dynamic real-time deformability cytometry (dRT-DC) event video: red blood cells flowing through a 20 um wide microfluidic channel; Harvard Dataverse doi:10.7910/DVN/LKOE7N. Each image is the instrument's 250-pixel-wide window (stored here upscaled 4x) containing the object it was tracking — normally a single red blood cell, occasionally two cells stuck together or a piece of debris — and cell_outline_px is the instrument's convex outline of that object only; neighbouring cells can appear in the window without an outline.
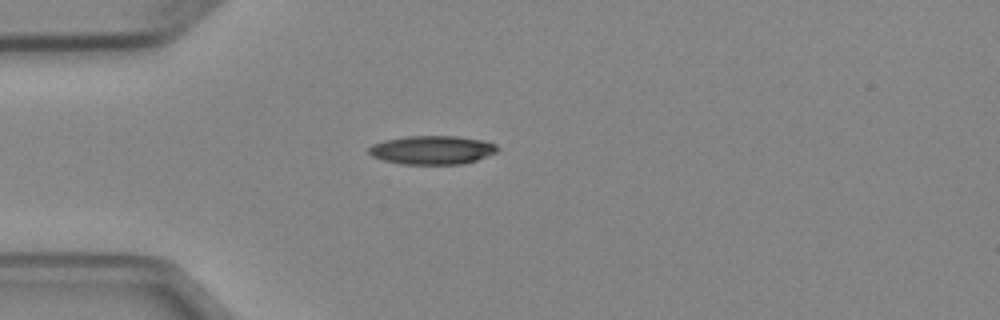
{"species": "Egyptian fruit bat (a non-hibernating species)", "species_latin": "Rousettus aegyptiacus", "temperature_condition": "cold", "stored_images_in_passage": 1, "camera_frame_rate_fps": 3000, "um_per_image_px": 0.085, "animal": {"sex": "female"}, "frame": {"image": 1, "passage_image": 1, "time_ms": 0.0, "image_size_px": [1000, 320], "cell_outline_px": [[500, 148], [496, 152], [476, 160], [464, 164], [400, 164], [384, 160], [372, 156], [368, 152], [368, 148], [372, 144], [384, 140], [408, 136], [456, 136], [484, 140], [496, 144]], "centroid_in_image_um": [36.74, 12.74], "position_along_channel_um": 48.3, "area_um2": 21.56}}